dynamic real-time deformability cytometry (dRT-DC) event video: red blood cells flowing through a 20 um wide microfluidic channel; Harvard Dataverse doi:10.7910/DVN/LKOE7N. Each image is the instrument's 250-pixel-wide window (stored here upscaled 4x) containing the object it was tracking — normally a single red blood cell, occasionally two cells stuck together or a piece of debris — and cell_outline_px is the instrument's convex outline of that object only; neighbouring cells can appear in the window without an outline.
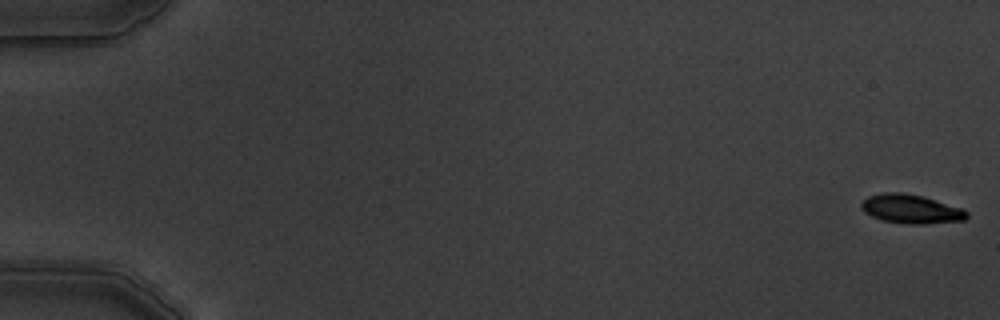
{"species": "common noctule bat (a hibernating species)", "species_latin": "Nyctalus noctula", "temperature_condition": "warm", "stored_images_in_passage": 5, "camera_frame_rate_fps": 3000, "um_per_image_px": 0.085, "animal": {"sex": "male", "body_mass_g": 19.5, "forearm_length_mm": 54.6}, "frame": {"image": 1, "passage_image": 1, "time_ms": 0.0, "image_size_px": [1000, 320], "cell_outline_px": [[968, 216], [964, 220], [924, 224], [908, 224], [880, 220], [864, 212], [860, 208], [860, 204], [868, 196], [884, 192], [900, 192], [924, 196], [964, 208], [968, 212]], "centroid_in_image_um": [77.44, 17.76], "position_along_channel_um": 7.6, "area_um2": 18.03}}
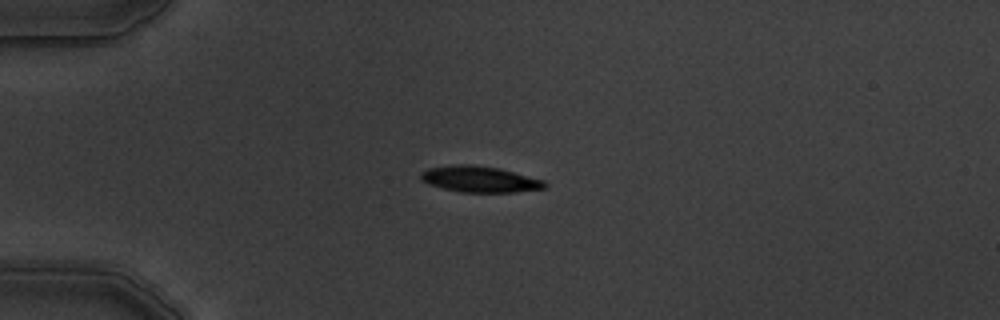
{"frame": {"image": 2, "passage_image": 5, "time_ms": 4.667, "image_size_px": [1000, 320], "cell_outline_px": [[548, 188], [512, 192], [460, 192], [428, 184], [420, 180], [420, 176], [428, 168], [456, 164], [472, 164], [500, 168], [544, 180], [548, 184]], "centroid_in_image_um": [40.81, 15.23], "position_along_channel_um": 44.2, "area_um2": 18.9}}